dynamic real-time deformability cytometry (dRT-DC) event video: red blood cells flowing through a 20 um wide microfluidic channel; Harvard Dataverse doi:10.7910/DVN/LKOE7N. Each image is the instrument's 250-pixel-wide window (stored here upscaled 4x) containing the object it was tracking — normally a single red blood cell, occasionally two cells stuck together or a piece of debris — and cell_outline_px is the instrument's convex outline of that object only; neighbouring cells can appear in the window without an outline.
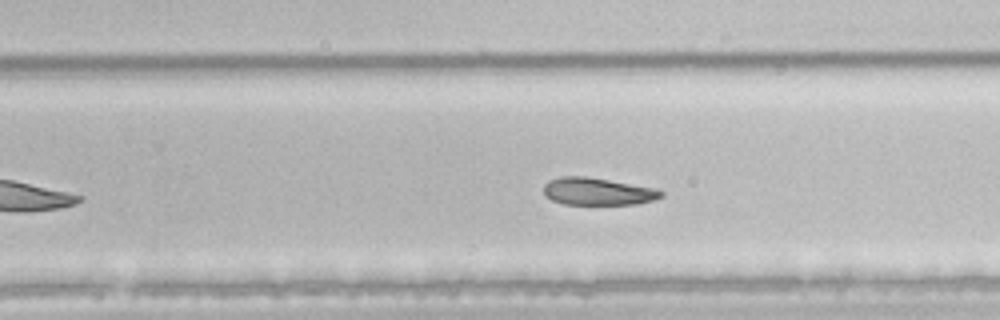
{"species": "common noctule bat (a hibernating species)", "species_latin": "Nyctalus noctula", "temperature_condition": "room temperature", "stored_images_in_passage": 19, "camera_frame_rate_fps": 3000, "um_per_image_px": 0.085, "animal": {"sex": "male", "body_mass_g": 21.5, "forearm_length_mm": 52.0}, "frame": {"image": 1, "passage_image": 14, "time_ms": 4.333, "image_size_px": [1000, 320], "cell_outline_px": [[664, 196], [652, 200], [636, 204], [564, 204], [552, 200], [544, 196], [544, 184], [548, 180], [560, 176], [584, 176], [656, 188], [664, 192]], "centroid_in_image_um": [50.78, 16.27], "position_along_channel_um": 279.0, "area_um2": 18.73}}